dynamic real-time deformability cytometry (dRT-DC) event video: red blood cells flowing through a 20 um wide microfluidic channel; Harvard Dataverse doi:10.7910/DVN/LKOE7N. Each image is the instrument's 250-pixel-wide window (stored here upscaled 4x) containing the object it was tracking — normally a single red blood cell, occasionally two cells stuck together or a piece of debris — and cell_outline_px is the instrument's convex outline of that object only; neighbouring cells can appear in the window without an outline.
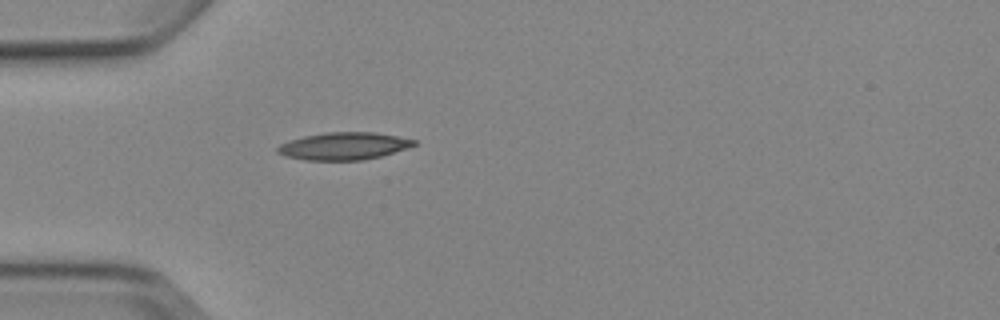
{"species": "Egyptian fruit bat (a non-hibernating species)", "species_latin": "Rousettus aegyptiacus", "temperature_condition": "cold", "stored_images_in_passage": 1, "camera_frame_rate_fps": 3000, "um_per_image_px": 0.085, "animal": {"sex": "female"}, "frame": {"image": 1, "passage_image": 1, "time_ms": 0.0, "image_size_px": [1000, 320], "cell_outline_px": [[416, 144], [380, 156], [360, 160], [304, 160], [284, 156], [276, 152], [276, 148], [280, 144], [288, 140], [304, 136], [328, 132], [376, 132], [416, 140]], "centroid_in_image_um": [29.14, 12.41], "position_along_channel_um": 55.9, "area_um2": 21.62}}